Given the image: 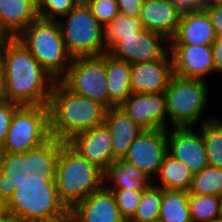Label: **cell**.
<instances>
[{"label":"cell","instance_id":"obj_4","mask_svg":"<svg viewBox=\"0 0 222 222\" xmlns=\"http://www.w3.org/2000/svg\"><path fill=\"white\" fill-rule=\"evenodd\" d=\"M104 171L89 162L67 142L58 156L55 184L59 198L71 209L78 201L104 186Z\"/></svg>","mask_w":222,"mask_h":222},{"label":"cell","instance_id":"obj_36","mask_svg":"<svg viewBox=\"0 0 222 222\" xmlns=\"http://www.w3.org/2000/svg\"><path fill=\"white\" fill-rule=\"evenodd\" d=\"M203 9L207 12L217 37H222V5H205Z\"/></svg>","mask_w":222,"mask_h":222},{"label":"cell","instance_id":"obj_3","mask_svg":"<svg viewBox=\"0 0 222 222\" xmlns=\"http://www.w3.org/2000/svg\"><path fill=\"white\" fill-rule=\"evenodd\" d=\"M48 108L50 137L63 142L103 124L107 111L101 103L72 92L61 81L53 84Z\"/></svg>","mask_w":222,"mask_h":222},{"label":"cell","instance_id":"obj_27","mask_svg":"<svg viewBox=\"0 0 222 222\" xmlns=\"http://www.w3.org/2000/svg\"><path fill=\"white\" fill-rule=\"evenodd\" d=\"M207 117L200 123L208 166L222 168V118Z\"/></svg>","mask_w":222,"mask_h":222},{"label":"cell","instance_id":"obj_7","mask_svg":"<svg viewBox=\"0 0 222 222\" xmlns=\"http://www.w3.org/2000/svg\"><path fill=\"white\" fill-rule=\"evenodd\" d=\"M206 80L171 77L165 90L168 121L172 127H196L207 106L209 86ZM202 119V120H201Z\"/></svg>","mask_w":222,"mask_h":222},{"label":"cell","instance_id":"obj_20","mask_svg":"<svg viewBox=\"0 0 222 222\" xmlns=\"http://www.w3.org/2000/svg\"><path fill=\"white\" fill-rule=\"evenodd\" d=\"M217 36L204 9L182 11L170 45H212Z\"/></svg>","mask_w":222,"mask_h":222},{"label":"cell","instance_id":"obj_42","mask_svg":"<svg viewBox=\"0 0 222 222\" xmlns=\"http://www.w3.org/2000/svg\"><path fill=\"white\" fill-rule=\"evenodd\" d=\"M205 5H222V0H208Z\"/></svg>","mask_w":222,"mask_h":222},{"label":"cell","instance_id":"obj_47","mask_svg":"<svg viewBox=\"0 0 222 222\" xmlns=\"http://www.w3.org/2000/svg\"><path fill=\"white\" fill-rule=\"evenodd\" d=\"M210 222H222V220L218 217V218L211 220Z\"/></svg>","mask_w":222,"mask_h":222},{"label":"cell","instance_id":"obj_14","mask_svg":"<svg viewBox=\"0 0 222 222\" xmlns=\"http://www.w3.org/2000/svg\"><path fill=\"white\" fill-rule=\"evenodd\" d=\"M120 107L143 129H168L164 92L131 93Z\"/></svg>","mask_w":222,"mask_h":222},{"label":"cell","instance_id":"obj_1","mask_svg":"<svg viewBox=\"0 0 222 222\" xmlns=\"http://www.w3.org/2000/svg\"><path fill=\"white\" fill-rule=\"evenodd\" d=\"M7 99L19 106L48 105L55 80L17 37L0 42Z\"/></svg>","mask_w":222,"mask_h":222},{"label":"cell","instance_id":"obj_12","mask_svg":"<svg viewBox=\"0 0 222 222\" xmlns=\"http://www.w3.org/2000/svg\"><path fill=\"white\" fill-rule=\"evenodd\" d=\"M169 43L170 41L164 35L144 28L142 31L136 32L135 35L122 36V39L107 53L132 65L163 59L169 53L167 51L170 49Z\"/></svg>","mask_w":222,"mask_h":222},{"label":"cell","instance_id":"obj_41","mask_svg":"<svg viewBox=\"0 0 222 222\" xmlns=\"http://www.w3.org/2000/svg\"><path fill=\"white\" fill-rule=\"evenodd\" d=\"M0 218H9L7 202L0 196Z\"/></svg>","mask_w":222,"mask_h":222},{"label":"cell","instance_id":"obj_48","mask_svg":"<svg viewBox=\"0 0 222 222\" xmlns=\"http://www.w3.org/2000/svg\"><path fill=\"white\" fill-rule=\"evenodd\" d=\"M151 222H163V221L160 218H158V219H155V220H153Z\"/></svg>","mask_w":222,"mask_h":222},{"label":"cell","instance_id":"obj_23","mask_svg":"<svg viewBox=\"0 0 222 222\" xmlns=\"http://www.w3.org/2000/svg\"><path fill=\"white\" fill-rule=\"evenodd\" d=\"M103 180H105L103 184L106 189L144 191L152 184L148 176L123 159H116L104 170Z\"/></svg>","mask_w":222,"mask_h":222},{"label":"cell","instance_id":"obj_16","mask_svg":"<svg viewBox=\"0 0 222 222\" xmlns=\"http://www.w3.org/2000/svg\"><path fill=\"white\" fill-rule=\"evenodd\" d=\"M173 75L170 52L163 59L132 64L130 72L132 93H163Z\"/></svg>","mask_w":222,"mask_h":222},{"label":"cell","instance_id":"obj_30","mask_svg":"<svg viewBox=\"0 0 222 222\" xmlns=\"http://www.w3.org/2000/svg\"><path fill=\"white\" fill-rule=\"evenodd\" d=\"M222 197L189 193L188 205L192 222H210L219 217Z\"/></svg>","mask_w":222,"mask_h":222},{"label":"cell","instance_id":"obj_5","mask_svg":"<svg viewBox=\"0 0 222 222\" xmlns=\"http://www.w3.org/2000/svg\"><path fill=\"white\" fill-rule=\"evenodd\" d=\"M7 205L11 222H58L70 215L55 183L18 184Z\"/></svg>","mask_w":222,"mask_h":222},{"label":"cell","instance_id":"obj_40","mask_svg":"<svg viewBox=\"0 0 222 222\" xmlns=\"http://www.w3.org/2000/svg\"><path fill=\"white\" fill-rule=\"evenodd\" d=\"M7 92H6V80H5V72L3 69V65L0 62V102L6 101Z\"/></svg>","mask_w":222,"mask_h":222},{"label":"cell","instance_id":"obj_28","mask_svg":"<svg viewBox=\"0 0 222 222\" xmlns=\"http://www.w3.org/2000/svg\"><path fill=\"white\" fill-rule=\"evenodd\" d=\"M103 28L106 52L121 40L122 36L135 35L136 32L144 29L139 18L130 17L121 13Z\"/></svg>","mask_w":222,"mask_h":222},{"label":"cell","instance_id":"obj_43","mask_svg":"<svg viewBox=\"0 0 222 222\" xmlns=\"http://www.w3.org/2000/svg\"><path fill=\"white\" fill-rule=\"evenodd\" d=\"M58 222H75V220L69 215L65 219L58 221Z\"/></svg>","mask_w":222,"mask_h":222},{"label":"cell","instance_id":"obj_44","mask_svg":"<svg viewBox=\"0 0 222 222\" xmlns=\"http://www.w3.org/2000/svg\"><path fill=\"white\" fill-rule=\"evenodd\" d=\"M34 5L38 8L45 0H32Z\"/></svg>","mask_w":222,"mask_h":222},{"label":"cell","instance_id":"obj_15","mask_svg":"<svg viewBox=\"0 0 222 222\" xmlns=\"http://www.w3.org/2000/svg\"><path fill=\"white\" fill-rule=\"evenodd\" d=\"M173 72L181 78L205 80L215 73L211 45H169Z\"/></svg>","mask_w":222,"mask_h":222},{"label":"cell","instance_id":"obj_10","mask_svg":"<svg viewBox=\"0 0 222 222\" xmlns=\"http://www.w3.org/2000/svg\"><path fill=\"white\" fill-rule=\"evenodd\" d=\"M60 81L72 92L97 101L107 109L116 106L109 99L105 53L73 58L66 75Z\"/></svg>","mask_w":222,"mask_h":222},{"label":"cell","instance_id":"obj_33","mask_svg":"<svg viewBox=\"0 0 222 222\" xmlns=\"http://www.w3.org/2000/svg\"><path fill=\"white\" fill-rule=\"evenodd\" d=\"M81 0H45L38 8V16L43 19L59 21L65 17Z\"/></svg>","mask_w":222,"mask_h":222},{"label":"cell","instance_id":"obj_22","mask_svg":"<svg viewBox=\"0 0 222 222\" xmlns=\"http://www.w3.org/2000/svg\"><path fill=\"white\" fill-rule=\"evenodd\" d=\"M38 17L32 0H0V33L3 37H17Z\"/></svg>","mask_w":222,"mask_h":222},{"label":"cell","instance_id":"obj_13","mask_svg":"<svg viewBox=\"0 0 222 222\" xmlns=\"http://www.w3.org/2000/svg\"><path fill=\"white\" fill-rule=\"evenodd\" d=\"M171 128L170 132L167 130V153L183 163L193 174L208 166L200 128L199 134L192 126Z\"/></svg>","mask_w":222,"mask_h":222},{"label":"cell","instance_id":"obj_45","mask_svg":"<svg viewBox=\"0 0 222 222\" xmlns=\"http://www.w3.org/2000/svg\"><path fill=\"white\" fill-rule=\"evenodd\" d=\"M219 218L222 220V200L220 203Z\"/></svg>","mask_w":222,"mask_h":222},{"label":"cell","instance_id":"obj_19","mask_svg":"<svg viewBox=\"0 0 222 222\" xmlns=\"http://www.w3.org/2000/svg\"><path fill=\"white\" fill-rule=\"evenodd\" d=\"M181 13L171 0H143L139 19L146 30L170 41L177 32Z\"/></svg>","mask_w":222,"mask_h":222},{"label":"cell","instance_id":"obj_26","mask_svg":"<svg viewBox=\"0 0 222 222\" xmlns=\"http://www.w3.org/2000/svg\"><path fill=\"white\" fill-rule=\"evenodd\" d=\"M188 196L187 191L162 189L159 218L163 222H192Z\"/></svg>","mask_w":222,"mask_h":222},{"label":"cell","instance_id":"obj_37","mask_svg":"<svg viewBox=\"0 0 222 222\" xmlns=\"http://www.w3.org/2000/svg\"><path fill=\"white\" fill-rule=\"evenodd\" d=\"M119 13L139 18L143 0H116Z\"/></svg>","mask_w":222,"mask_h":222},{"label":"cell","instance_id":"obj_32","mask_svg":"<svg viewBox=\"0 0 222 222\" xmlns=\"http://www.w3.org/2000/svg\"><path fill=\"white\" fill-rule=\"evenodd\" d=\"M113 192L121 216L128 222L135 214L143 191L128 189H108Z\"/></svg>","mask_w":222,"mask_h":222},{"label":"cell","instance_id":"obj_2","mask_svg":"<svg viewBox=\"0 0 222 222\" xmlns=\"http://www.w3.org/2000/svg\"><path fill=\"white\" fill-rule=\"evenodd\" d=\"M65 143L50 137L24 153H0V196L8 202L18 184L55 183L58 156Z\"/></svg>","mask_w":222,"mask_h":222},{"label":"cell","instance_id":"obj_17","mask_svg":"<svg viewBox=\"0 0 222 222\" xmlns=\"http://www.w3.org/2000/svg\"><path fill=\"white\" fill-rule=\"evenodd\" d=\"M67 143L103 171L113 163L112 138L104 123L76 134Z\"/></svg>","mask_w":222,"mask_h":222},{"label":"cell","instance_id":"obj_9","mask_svg":"<svg viewBox=\"0 0 222 222\" xmlns=\"http://www.w3.org/2000/svg\"><path fill=\"white\" fill-rule=\"evenodd\" d=\"M50 138L48 105L19 106L0 153H24Z\"/></svg>","mask_w":222,"mask_h":222},{"label":"cell","instance_id":"obj_8","mask_svg":"<svg viewBox=\"0 0 222 222\" xmlns=\"http://www.w3.org/2000/svg\"><path fill=\"white\" fill-rule=\"evenodd\" d=\"M58 23L66 49L72 58L100 56L106 52L104 28L86 3L80 1Z\"/></svg>","mask_w":222,"mask_h":222},{"label":"cell","instance_id":"obj_6","mask_svg":"<svg viewBox=\"0 0 222 222\" xmlns=\"http://www.w3.org/2000/svg\"><path fill=\"white\" fill-rule=\"evenodd\" d=\"M17 38L55 81L66 75L73 58L66 49L58 21L38 17Z\"/></svg>","mask_w":222,"mask_h":222},{"label":"cell","instance_id":"obj_38","mask_svg":"<svg viewBox=\"0 0 222 222\" xmlns=\"http://www.w3.org/2000/svg\"><path fill=\"white\" fill-rule=\"evenodd\" d=\"M211 46L215 73L222 74V37H217Z\"/></svg>","mask_w":222,"mask_h":222},{"label":"cell","instance_id":"obj_11","mask_svg":"<svg viewBox=\"0 0 222 222\" xmlns=\"http://www.w3.org/2000/svg\"><path fill=\"white\" fill-rule=\"evenodd\" d=\"M167 154V130L143 129L122 158L150 179L156 177ZM152 177V178H151Z\"/></svg>","mask_w":222,"mask_h":222},{"label":"cell","instance_id":"obj_18","mask_svg":"<svg viewBox=\"0 0 222 222\" xmlns=\"http://www.w3.org/2000/svg\"><path fill=\"white\" fill-rule=\"evenodd\" d=\"M70 216L75 222H126L113 192L104 186L78 201L70 209Z\"/></svg>","mask_w":222,"mask_h":222},{"label":"cell","instance_id":"obj_25","mask_svg":"<svg viewBox=\"0 0 222 222\" xmlns=\"http://www.w3.org/2000/svg\"><path fill=\"white\" fill-rule=\"evenodd\" d=\"M193 175L189 168L167 153L156 175V177L159 176L161 182L155 186L162 189L183 190L188 192Z\"/></svg>","mask_w":222,"mask_h":222},{"label":"cell","instance_id":"obj_46","mask_svg":"<svg viewBox=\"0 0 222 222\" xmlns=\"http://www.w3.org/2000/svg\"><path fill=\"white\" fill-rule=\"evenodd\" d=\"M0 222H11L10 218H0Z\"/></svg>","mask_w":222,"mask_h":222},{"label":"cell","instance_id":"obj_24","mask_svg":"<svg viewBox=\"0 0 222 222\" xmlns=\"http://www.w3.org/2000/svg\"><path fill=\"white\" fill-rule=\"evenodd\" d=\"M105 70L108 82L109 99L120 106L132 93L130 72L131 64L112 57L105 52Z\"/></svg>","mask_w":222,"mask_h":222},{"label":"cell","instance_id":"obj_39","mask_svg":"<svg viewBox=\"0 0 222 222\" xmlns=\"http://www.w3.org/2000/svg\"><path fill=\"white\" fill-rule=\"evenodd\" d=\"M181 11L203 9L202 0H171Z\"/></svg>","mask_w":222,"mask_h":222},{"label":"cell","instance_id":"obj_21","mask_svg":"<svg viewBox=\"0 0 222 222\" xmlns=\"http://www.w3.org/2000/svg\"><path fill=\"white\" fill-rule=\"evenodd\" d=\"M104 124L112 138L113 162L124 157L131 143L143 131L120 106L107 109Z\"/></svg>","mask_w":222,"mask_h":222},{"label":"cell","instance_id":"obj_29","mask_svg":"<svg viewBox=\"0 0 222 222\" xmlns=\"http://www.w3.org/2000/svg\"><path fill=\"white\" fill-rule=\"evenodd\" d=\"M188 193L222 197V168L206 166L194 173Z\"/></svg>","mask_w":222,"mask_h":222},{"label":"cell","instance_id":"obj_31","mask_svg":"<svg viewBox=\"0 0 222 222\" xmlns=\"http://www.w3.org/2000/svg\"><path fill=\"white\" fill-rule=\"evenodd\" d=\"M162 188L151 184L143 191L134 216L128 222H151L159 218Z\"/></svg>","mask_w":222,"mask_h":222},{"label":"cell","instance_id":"obj_35","mask_svg":"<svg viewBox=\"0 0 222 222\" xmlns=\"http://www.w3.org/2000/svg\"><path fill=\"white\" fill-rule=\"evenodd\" d=\"M18 107L9 100L0 102V149L5 143L12 115Z\"/></svg>","mask_w":222,"mask_h":222},{"label":"cell","instance_id":"obj_49","mask_svg":"<svg viewBox=\"0 0 222 222\" xmlns=\"http://www.w3.org/2000/svg\"><path fill=\"white\" fill-rule=\"evenodd\" d=\"M4 37L2 36V34L0 33V42L2 41Z\"/></svg>","mask_w":222,"mask_h":222},{"label":"cell","instance_id":"obj_34","mask_svg":"<svg viewBox=\"0 0 222 222\" xmlns=\"http://www.w3.org/2000/svg\"><path fill=\"white\" fill-rule=\"evenodd\" d=\"M81 2L87 4L93 16L103 27L119 14L116 0H81Z\"/></svg>","mask_w":222,"mask_h":222}]
</instances>
